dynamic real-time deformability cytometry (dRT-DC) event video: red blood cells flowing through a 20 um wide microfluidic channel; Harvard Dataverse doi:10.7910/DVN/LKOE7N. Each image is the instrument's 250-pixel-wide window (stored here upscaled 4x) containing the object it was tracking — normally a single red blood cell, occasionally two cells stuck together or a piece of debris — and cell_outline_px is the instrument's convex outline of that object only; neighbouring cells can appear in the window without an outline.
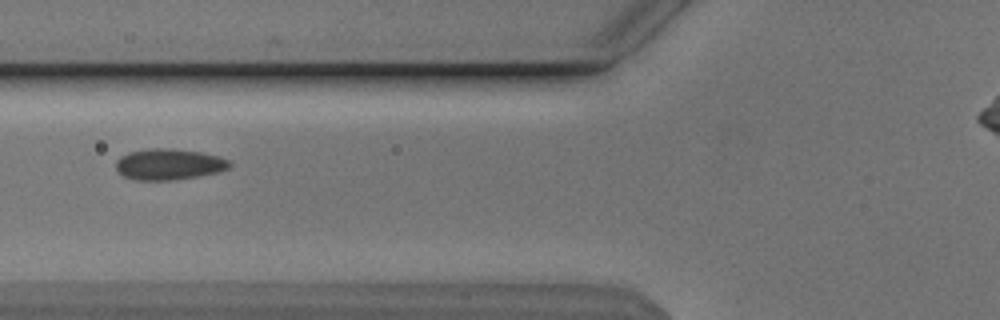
{"species": "Egyptian fruit bat (a non-hibernating species)", "species_latin": "Rousettus aegyptiacus", "temperature_condition": "cold", "stored_images_in_passage": 44, "camera_frame_rate_fps": 3000, "um_per_image_px": 0.085, "animal": {"sex": "male"}, "frame": {"image": 1, "passage_image": 13, "time_ms": 4.0, "image_size_px": [1000, 320], "cell_outline_px": [[232, 164], [228, 168], [216, 172], [196, 176], [172, 180], [132, 180], [124, 176], [116, 168], [116, 160], [120, 156], [128, 152], [148, 148], [172, 148], [200, 152], [220, 156], [228, 160]], "centroid_in_image_um": [14.32, 13.95], "position_along_channel_um": 111.5, "area_um2": 20.58}}
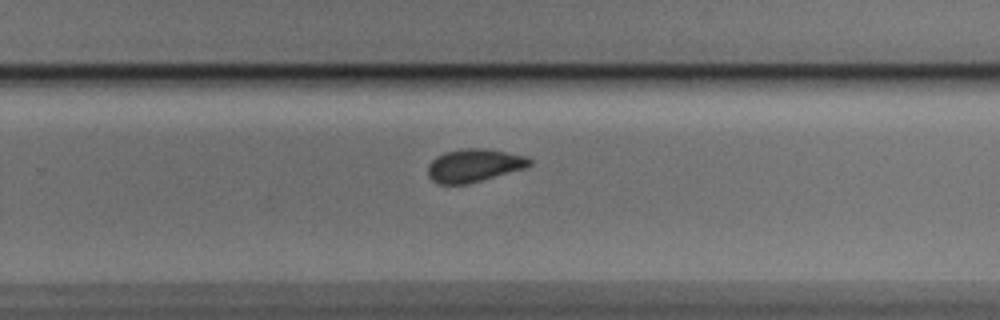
{"frame": {"image": 2, "passage_image": 27, "time_ms": 8.667, "image_size_px": [1000, 320], "cell_outline_px": [[532, 164], [528, 168], [468, 184], [436, 184], [428, 176], [428, 164], [436, 156], [444, 152], [464, 148], [484, 148], [508, 152], [524, 156], [532, 160]], "centroid_in_image_um": [40.3, 14.07], "position_along_channel_um": 289.5, "area_um2": 19.88}}
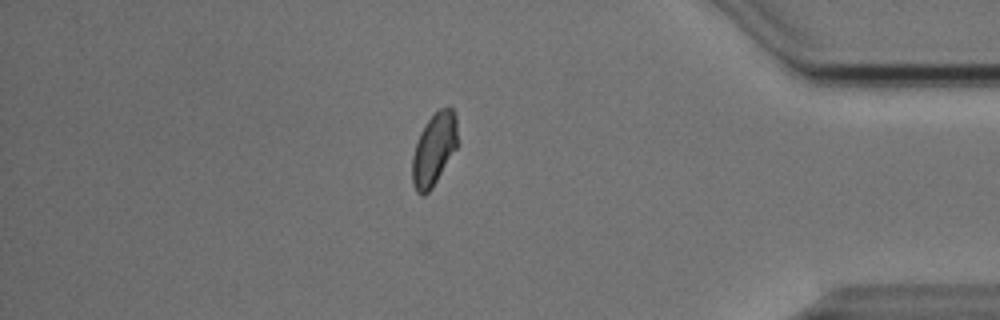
{"frame": {"image": 3, "passage_image": 38, "time_ms": 12.333, "image_size_px": [1000, 320], "cell_outline_px": [[456, 148], [432, 188], [428, 192], [416, 192], [412, 184], [412, 156], [420, 132], [428, 120], [440, 108], [452, 108], [456, 116]], "centroid_in_image_um": [36.87, 12.69], "position_along_channel_um": 398.3, "area_um2": 18.61}, "authors_computed_cell_mechanics": {"area_um2": 20.0855, "velocity_mm_per_s": 3.8261, "shape_relaxation_time_tau1_ms": null, "shape_relaxation_time_tau2_ms": 1.3989, "deformation_change_tau1": null, "deformation_change_tau2": 0.0471}}